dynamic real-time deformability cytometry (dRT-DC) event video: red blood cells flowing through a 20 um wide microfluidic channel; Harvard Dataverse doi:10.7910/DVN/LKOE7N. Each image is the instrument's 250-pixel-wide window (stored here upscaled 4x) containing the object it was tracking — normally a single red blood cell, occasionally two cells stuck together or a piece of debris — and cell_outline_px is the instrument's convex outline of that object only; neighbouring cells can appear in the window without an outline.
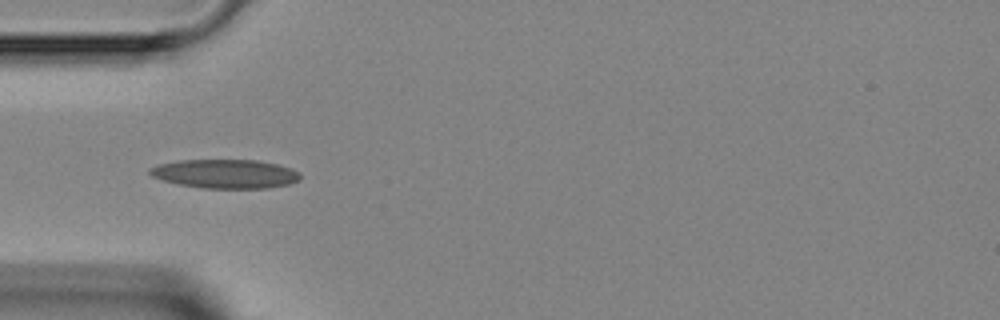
{"species": "Egyptian fruit bat (a non-hibernating species)", "species_latin": "Rousettus aegyptiacus", "temperature_condition": "room temperature", "stored_images_in_passage": 6, "camera_frame_rate_fps": 3000, "um_per_image_px": 0.085, "animal": {"sex": "female"}, "frame": {"image": 1, "passage_image": 6, "time_ms": 5.333, "image_size_px": [1000, 320], "cell_outline_px": [[300, 180], [288, 184], [268, 188], [200, 188], [180, 184], [164, 180], [152, 176], [148, 172], [148, 168], [156, 164], [180, 160], [256, 160], [276, 164], [292, 168], [300, 172]], "centroid_in_image_um": [19.14, 14.77], "position_along_channel_um": 65.9, "area_um2": 25.43}}